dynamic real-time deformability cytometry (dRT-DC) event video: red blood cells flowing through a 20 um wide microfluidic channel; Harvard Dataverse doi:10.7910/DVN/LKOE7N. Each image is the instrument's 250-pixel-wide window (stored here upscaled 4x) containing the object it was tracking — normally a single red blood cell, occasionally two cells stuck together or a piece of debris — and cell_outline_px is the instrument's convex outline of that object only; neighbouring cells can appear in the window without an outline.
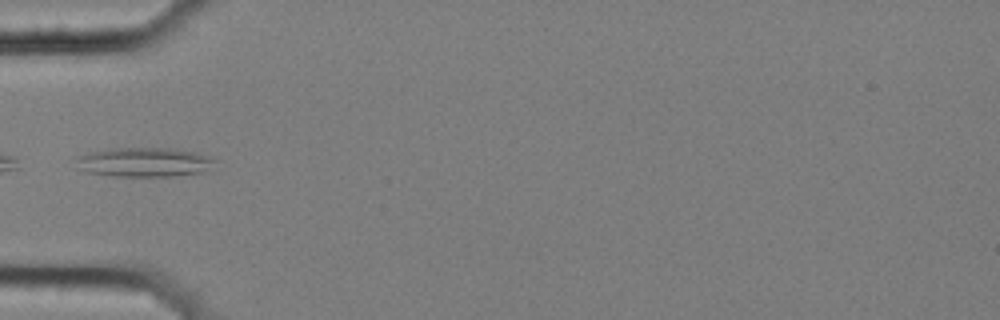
{"species": "common noctule bat (a hibernating species)", "species_latin": "Nyctalus noctula", "temperature_condition": "cold", "stored_images_in_passage": 2, "camera_frame_rate_fps": 3000, "um_per_image_px": 0.085, "animal": {"sex": "female", "body_mass_g": 25.1}, "frame": {"image": 1, "passage_image": 2, "time_ms": 0.333, "image_size_px": [1000, 320], "cell_outline_px": [[216, 160], [200, 172], [172, 176], [112, 176], [88, 172], [76, 168], [76, 156], [92, 152], [112, 148], [168, 148], [196, 152], [212, 156]], "centroid_in_image_um": [12.19, 13.78], "position_along_channel_um": 72.8, "area_um2": 23.52}}